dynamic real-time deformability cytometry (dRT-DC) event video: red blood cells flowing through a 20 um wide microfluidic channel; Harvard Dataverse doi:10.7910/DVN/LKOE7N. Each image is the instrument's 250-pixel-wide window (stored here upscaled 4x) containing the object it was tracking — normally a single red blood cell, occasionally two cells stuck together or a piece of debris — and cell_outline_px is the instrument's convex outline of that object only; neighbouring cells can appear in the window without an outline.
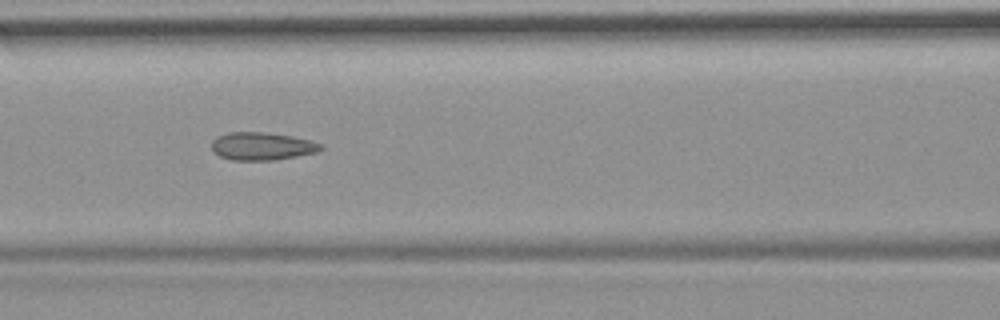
{"species": "common noctule bat (a hibernating species)", "species_latin": "Nyctalus noctula", "temperature_condition": "room temperature", "stored_images_in_passage": 55, "camera_frame_rate_fps": 3000, "um_per_image_px": 0.085, "animal": {"sex": "female", "body_mass_g": 19.9}, "frame": {"image": 1, "passage_image": 24, "time_ms": 7.667, "image_size_px": [1000, 320], "cell_outline_px": [[324, 148], [316, 152], [276, 160], [232, 160], [220, 156], [212, 148], [212, 140], [216, 136], [228, 132], [264, 132], [292, 136], [312, 140], [320, 144]], "centroid_in_image_um": [22.27, 12.42], "position_along_channel_um": 144.3, "area_um2": 17.69}, "authors_computed_cell_mechanics": {"area_um2": 17.9758, "velocity_mm_per_s": 3.7175, "shape_relaxation_time_tau1_ms": null, "shape_relaxation_time_tau2_ms": 1.8082, "deformation_change_tau1": null, "deformation_change_tau2": 0.0856}}